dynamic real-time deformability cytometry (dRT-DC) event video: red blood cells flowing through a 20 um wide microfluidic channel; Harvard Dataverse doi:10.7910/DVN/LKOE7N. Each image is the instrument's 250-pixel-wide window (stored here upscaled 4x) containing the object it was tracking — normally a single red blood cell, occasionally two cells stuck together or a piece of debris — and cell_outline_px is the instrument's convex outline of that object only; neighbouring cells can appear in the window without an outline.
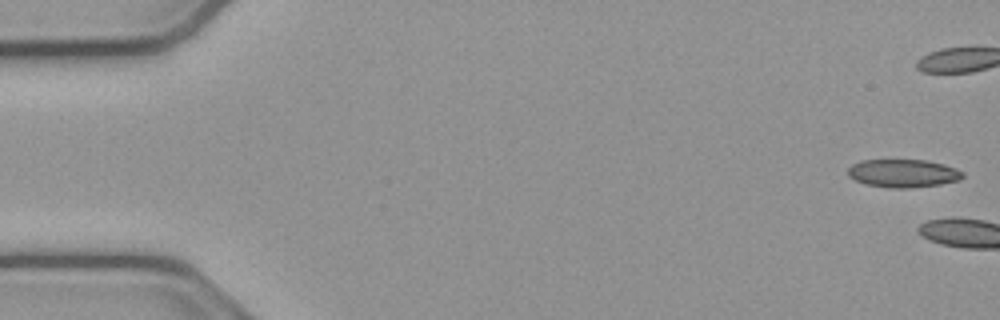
{"species": "common noctule bat (a hibernating species)", "species_latin": "Nyctalus noctula", "temperature_condition": "cold", "stored_images_in_passage": 3, "camera_frame_rate_fps": 3000, "um_per_image_px": 0.085, "animal": {"sex": "male", "body_mass_g": 23.1, "forearm_length_mm": 52.7}, "frame": {"image": 1, "passage_image": 1, "time_ms": 0.0, "image_size_px": [1000, 320], "cell_outline_px": [[964, 176], [960, 180], [940, 184], [912, 188], [892, 188], [864, 184], [848, 176], [848, 168], [852, 164], [860, 160], [924, 160], [944, 164], [956, 168], [964, 172]], "centroid_in_image_um": [76.77, 14.73], "position_along_channel_um": 8.2, "area_um2": 18.9}}